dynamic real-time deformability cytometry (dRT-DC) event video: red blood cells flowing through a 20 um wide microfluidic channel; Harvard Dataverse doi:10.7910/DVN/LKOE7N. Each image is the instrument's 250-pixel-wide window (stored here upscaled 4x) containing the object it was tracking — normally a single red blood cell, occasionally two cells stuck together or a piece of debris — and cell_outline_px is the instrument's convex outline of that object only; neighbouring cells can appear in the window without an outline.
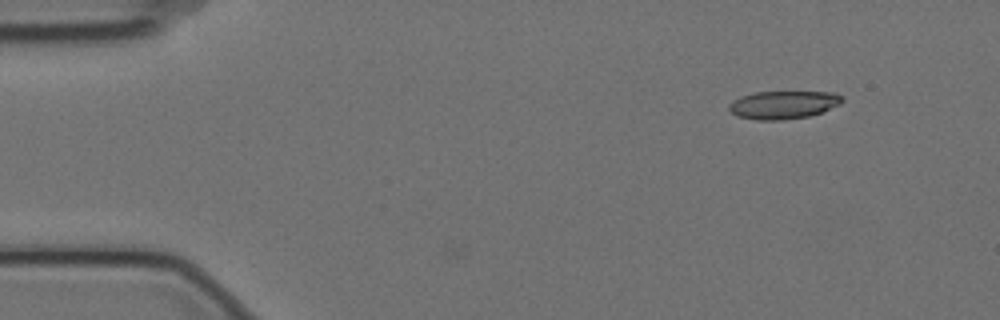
{"species": "Egyptian fruit bat (a non-hibernating species)", "species_latin": "Rousettus aegyptiacus", "temperature_condition": "cold", "stored_images_in_passage": 2, "camera_frame_rate_fps": 3000, "um_per_image_px": 0.085, "animal": {"sex": "female"}, "frame": {"image": 1, "passage_image": 2, "time_ms": 0.333, "image_size_px": [1000, 320], "cell_outline_px": [[844, 100], [840, 104], [824, 112], [808, 116], [784, 120], [756, 120], [736, 116], [728, 108], [728, 104], [732, 100], [740, 96], [756, 92], [836, 92], [844, 96]], "centroid_in_image_um": [66.6, 8.91], "position_along_channel_um": 18.4, "area_um2": 18.79}}